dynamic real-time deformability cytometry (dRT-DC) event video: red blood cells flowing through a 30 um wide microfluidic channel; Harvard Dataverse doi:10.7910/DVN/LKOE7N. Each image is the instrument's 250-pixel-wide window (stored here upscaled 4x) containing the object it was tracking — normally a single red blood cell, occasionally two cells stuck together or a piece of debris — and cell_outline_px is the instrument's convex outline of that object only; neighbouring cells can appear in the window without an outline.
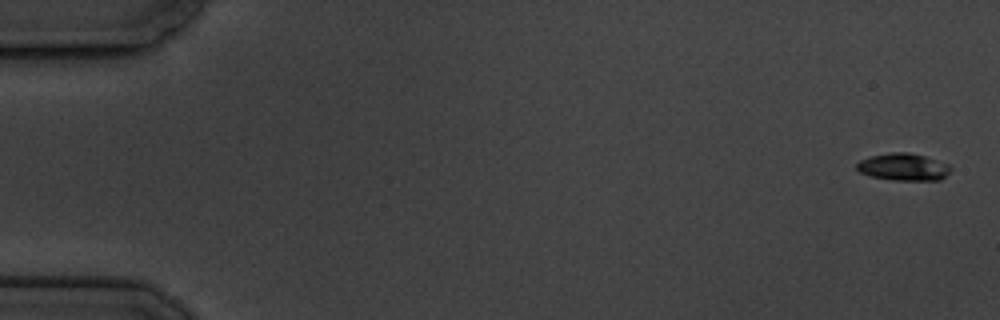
{"species": "common noctule bat (a hibernating species)", "species_latin": "Nyctalus noctula", "temperature_condition": "cold", "stored_images_in_passage": 6, "camera_frame_rate_fps": 3000, "um_per_image_px": 0.085, "animal": {"sex": "male", "body_mass_g": 19.5, "forearm_length_mm": 54.6}, "frame": {"image": 1, "passage_image": 1, "time_ms": 0.0, "image_size_px": [1000, 320], "cell_outline_px": [[952, 168], [940, 180], [896, 180], [872, 176], [860, 172], [856, 168], [856, 164], [860, 160], [872, 156], [892, 152], [908, 152], [924, 156], [948, 164]], "centroid_in_image_um": [76.78, 14.19], "position_along_channel_um": 8.2, "area_um2": 14.62}}
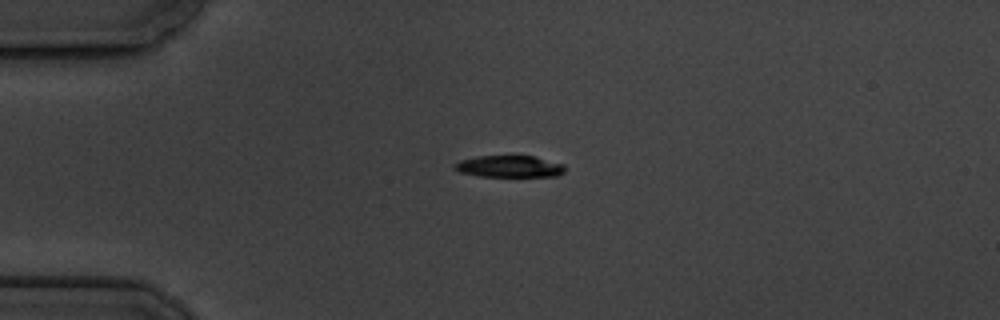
{"frame": {"image": 2, "passage_image": 4, "time_ms": 4.333, "image_size_px": [1000, 320], "cell_outline_px": [[564, 172], [556, 176], [480, 176], [460, 172], [452, 168], [452, 164], [460, 160], [476, 156], [532, 156], [564, 164]], "centroid_in_image_um": [43.24, 14.14], "position_along_channel_um": 41.8, "area_um2": 13.93}}
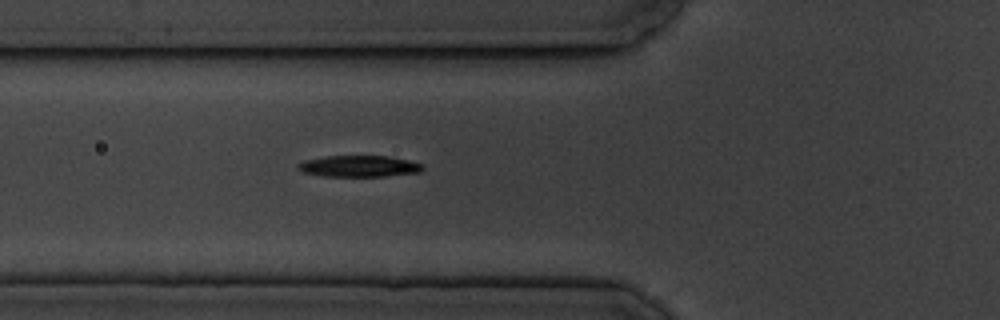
{"frame": {"image": 3, "passage_image": 6, "time_ms": 6.667, "image_size_px": [1000, 320], "cell_outline_px": [[424, 168], [420, 172], [384, 176], [320, 176], [300, 172], [296, 168], [296, 164], [304, 160], [324, 156], [388, 156], [408, 160], [424, 164]], "centroid_in_image_um": [30.46, 14.12], "position_along_channel_um": 95.3, "area_um2": 15.72}}